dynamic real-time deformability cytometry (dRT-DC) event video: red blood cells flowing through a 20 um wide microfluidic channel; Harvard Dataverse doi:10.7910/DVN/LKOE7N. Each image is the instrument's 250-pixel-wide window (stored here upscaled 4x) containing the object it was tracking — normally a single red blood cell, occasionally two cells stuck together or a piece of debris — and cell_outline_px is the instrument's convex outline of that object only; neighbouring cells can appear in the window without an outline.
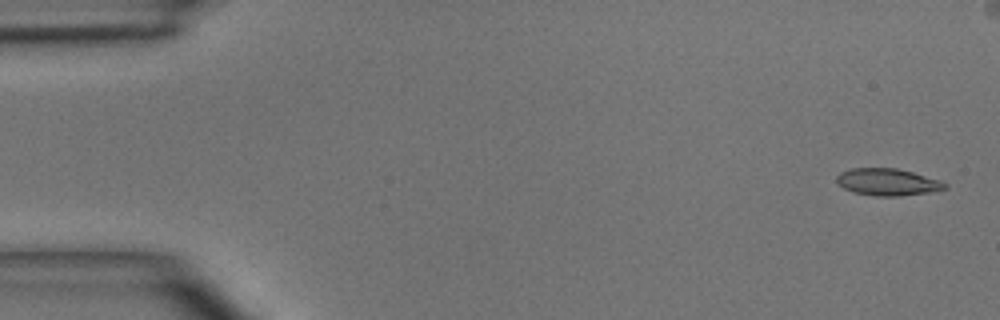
{"species": "common noctule bat (a hibernating species)", "species_latin": "Nyctalus noctula", "temperature_condition": "room temperature", "stored_images_in_passage": 5, "camera_frame_rate_fps": 3000, "um_per_image_px": 0.085, "animal": {"sex": "male", "body_mass_g": 15.6}, "frame": {"image": 1, "passage_image": 1, "time_ms": 0.0, "image_size_px": [1000, 320], "cell_outline_px": [[948, 188], [928, 192], [900, 196], [876, 196], [852, 192], [844, 188], [836, 180], [836, 176], [840, 172], [852, 168], [896, 168], [912, 172], [940, 180], [948, 184]], "centroid_in_image_um": [75.44, 15.47], "position_along_channel_um": 9.6, "area_um2": 16.99}}
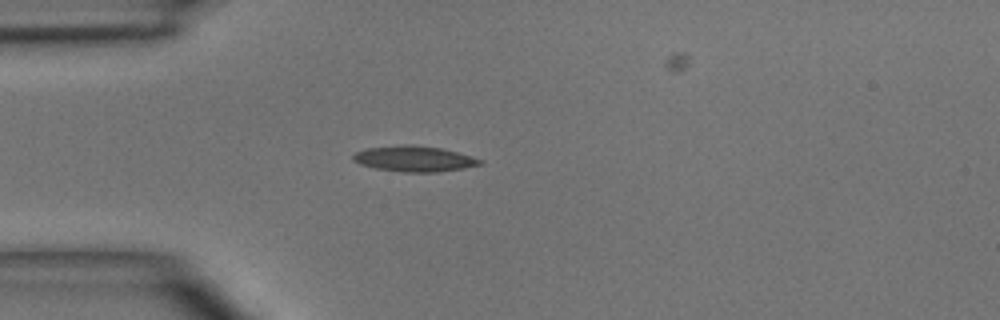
{"frame": {"image": 2, "passage_image": 4, "time_ms": 3.667, "image_size_px": [1000, 320], "cell_outline_px": [[484, 164], [464, 168], [440, 172], [404, 172], [376, 168], [360, 164], [352, 160], [352, 156], [356, 152], [364, 148], [440, 148], [456, 152], [484, 160]], "centroid_in_image_um": [35.27, 13.56], "position_along_channel_um": 49.7, "area_um2": 17.86}}